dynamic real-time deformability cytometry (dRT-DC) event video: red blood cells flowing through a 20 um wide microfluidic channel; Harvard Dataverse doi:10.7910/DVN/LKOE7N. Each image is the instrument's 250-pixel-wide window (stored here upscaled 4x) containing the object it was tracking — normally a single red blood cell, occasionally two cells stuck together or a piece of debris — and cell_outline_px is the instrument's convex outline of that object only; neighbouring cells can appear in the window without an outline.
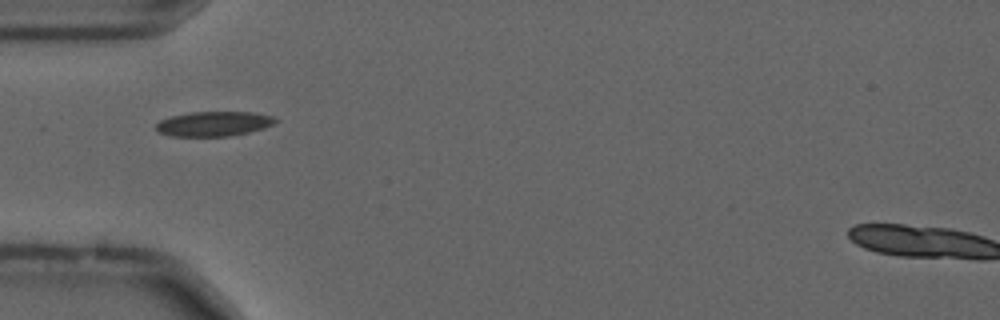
{"species": "common noctule bat (a hibernating species)", "species_latin": "Nyctalus noctula", "temperature_condition": "cold", "stored_images_in_passage": 51, "camera_frame_rate_fps": 3000, "um_per_image_px": 0.085, "animal": {"sex": "male", "forearm_length_mm": 52.5}, "frame": {"image": 1, "passage_image": 13, "time_ms": 4.0, "image_size_px": [1000, 320], "cell_outline_px": [[276, 120], [272, 124], [264, 128], [248, 132], [228, 136], [168, 136], [156, 132], [156, 124], [160, 120], [172, 116], [188, 112], [252, 112], [272, 116]], "centroid_in_image_um": [18.1, 10.52], "position_along_channel_um": 66.9, "area_um2": 17.17}}
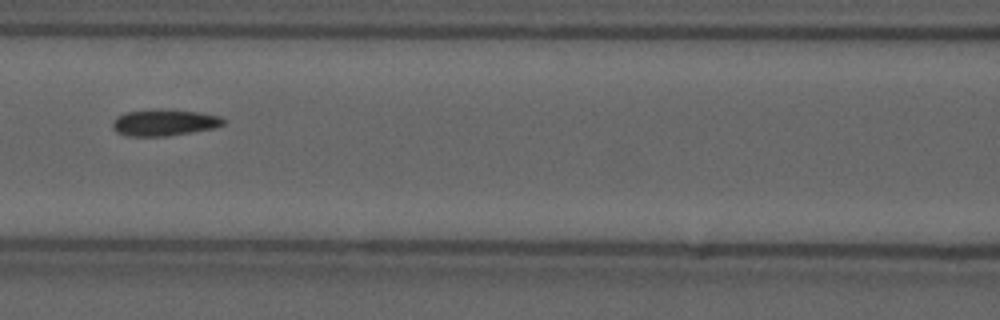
{"frame": {"image": 2, "passage_image": 20, "time_ms": 6.333, "image_size_px": [1000, 320], "cell_outline_px": [[224, 124], [216, 128], [192, 132], [164, 136], [128, 136], [116, 132], [112, 128], [112, 120], [116, 116], [124, 112], [164, 108], [200, 112], [220, 116], [224, 120]], "centroid_in_image_um": [13.94, 10.4], "position_along_channel_um": 152.7, "area_um2": 17.4}}
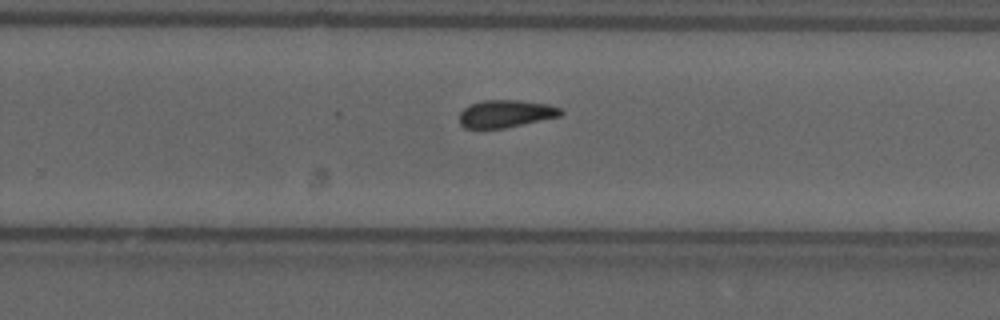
{"frame": {"image": 3, "passage_image": 31, "time_ms": 10.0, "image_size_px": [1000, 320], "cell_outline_px": [[564, 112], [560, 116], [504, 128], [464, 128], [460, 124], [460, 112], [468, 104], [484, 100], [520, 100], [548, 104], [560, 108]], "centroid_in_image_um": [42.97, 9.65], "position_along_channel_um": 286.8, "area_um2": 16.24}, "authors_computed_cell_mechanics": {"area_um2": 16.5886, "velocity_mm_per_s": 3.6829, "shape_relaxation_time_tau1_ms": null, "shape_relaxation_time_tau2_ms": 6.322, "deformation_change_tau1": null, "deformation_change_tau2": 0.1182}}